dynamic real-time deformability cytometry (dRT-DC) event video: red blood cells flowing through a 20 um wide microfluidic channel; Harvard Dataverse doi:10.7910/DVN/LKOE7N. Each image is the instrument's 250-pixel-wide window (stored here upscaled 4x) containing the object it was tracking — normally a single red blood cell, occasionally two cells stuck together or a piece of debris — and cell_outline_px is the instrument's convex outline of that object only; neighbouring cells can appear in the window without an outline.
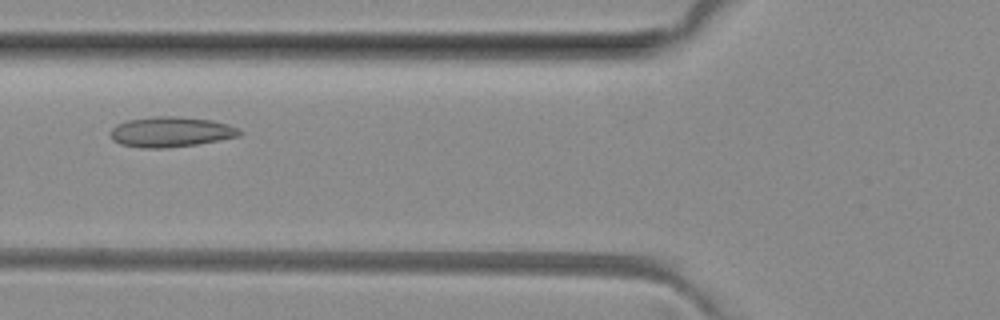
{"species": "common noctule bat (a hibernating species)", "species_latin": "Nyctalus noctula", "temperature_condition": "room temperature", "stored_images_in_passage": 6, "camera_frame_rate_fps": 3000, "um_per_image_px": 0.085, "animal": {"sex": "female", "body_mass_g": 29.2, "forearm_length_mm": 56.3}, "frame": {"image": 1, "passage_image": 5, "time_ms": 4.667, "image_size_px": [1000, 320], "cell_outline_px": [[244, 132], [240, 136], [196, 144], [164, 148], [140, 148], [120, 144], [112, 140], [112, 128], [116, 124], [128, 120], [156, 116], [176, 116], [212, 120], [228, 124]], "centroid_in_image_um": [14.52, 11.21], "position_along_channel_um": 111.3, "area_um2": 22.66}}
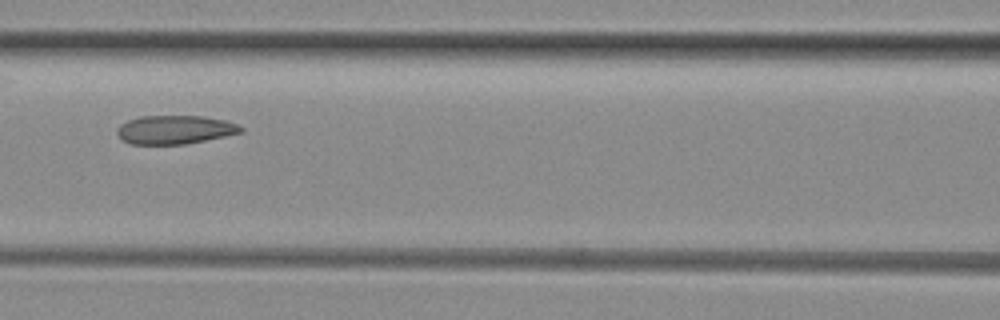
{"frame": {"image": 2, "passage_image": 6, "time_ms": 5.667, "image_size_px": [1000, 320], "cell_outline_px": [[244, 132], [184, 144], [132, 144], [124, 140], [116, 132], [120, 124], [128, 120], [140, 116], [204, 116], [224, 120], [236, 124], [244, 128]], "centroid_in_image_um": [14.87, 11.01], "position_along_channel_um": 151.7, "area_um2": 20.46}}